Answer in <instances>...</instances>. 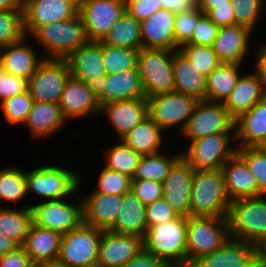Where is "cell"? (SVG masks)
<instances>
[{"label": "cell", "mask_w": 266, "mask_h": 267, "mask_svg": "<svg viewBox=\"0 0 266 267\" xmlns=\"http://www.w3.org/2000/svg\"><path fill=\"white\" fill-rule=\"evenodd\" d=\"M65 60L69 67L70 77L89 85L94 86L101 77L106 76L101 41H88Z\"/></svg>", "instance_id": "obj_19"}, {"label": "cell", "mask_w": 266, "mask_h": 267, "mask_svg": "<svg viewBox=\"0 0 266 267\" xmlns=\"http://www.w3.org/2000/svg\"><path fill=\"white\" fill-rule=\"evenodd\" d=\"M234 5L232 1H227V4L216 5L207 15L210 20L217 26H232L235 25Z\"/></svg>", "instance_id": "obj_54"}, {"label": "cell", "mask_w": 266, "mask_h": 267, "mask_svg": "<svg viewBox=\"0 0 266 267\" xmlns=\"http://www.w3.org/2000/svg\"><path fill=\"white\" fill-rule=\"evenodd\" d=\"M235 141L237 147H258L266 141V97L235 120Z\"/></svg>", "instance_id": "obj_30"}, {"label": "cell", "mask_w": 266, "mask_h": 267, "mask_svg": "<svg viewBox=\"0 0 266 267\" xmlns=\"http://www.w3.org/2000/svg\"><path fill=\"white\" fill-rule=\"evenodd\" d=\"M202 14L203 12L196 7L194 10L184 11L175 15V50H178L190 41L193 31Z\"/></svg>", "instance_id": "obj_48"}, {"label": "cell", "mask_w": 266, "mask_h": 267, "mask_svg": "<svg viewBox=\"0 0 266 267\" xmlns=\"http://www.w3.org/2000/svg\"><path fill=\"white\" fill-rule=\"evenodd\" d=\"M0 267H35V264L25 250L19 246L13 252L0 257Z\"/></svg>", "instance_id": "obj_55"}, {"label": "cell", "mask_w": 266, "mask_h": 267, "mask_svg": "<svg viewBox=\"0 0 266 267\" xmlns=\"http://www.w3.org/2000/svg\"><path fill=\"white\" fill-rule=\"evenodd\" d=\"M66 122L59 103L34 101L23 126L29 129L33 138L45 139L57 133Z\"/></svg>", "instance_id": "obj_31"}, {"label": "cell", "mask_w": 266, "mask_h": 267, "mask_svg": "<svg viewBox=\"0 0 266 267\" xmlns=\"http://www.w3.org/2000/svg\"><path fill=\"white\" fill-rule=\"evenodd\" d=\"M22 9L20 0H0V11Z\"/></svg>", "instance_id": "obj_62"}, {"label": "cell", "mask_w": 266, "mask_h": 267, "mask_svg": "<svg viewBox=\"0 0 266 267\" xmlns=\"http://www.w3.org/2000/svg\"><path fill=\"white\" fill-rule=\"evenodd\" d=\"M190 267H258L255 245L229 238L219 249Z\"/></svg>", "instance_id": "obj_21"}, {"label": "cell", "mask_w": 266, "mask_h": 267, "mask_svg": "<svg viewBox=\"0 0 266 267\" xmlns=\"http://www.w3.org/2000/svg\"><path fill=\"white\" fill-rule=\"evenodd\" d=\"M261 147L266 151V141L263 143Z\"/></svg>", "instance_id": "obj_65"}, {"label": "cell", "mask_w": 266, "mask_h": 267, "mask_svg": "<svg viewBox=\"0 0 266 267\" xmlns=\"http://www.w3.org/2000/svg\"><path fill=\"white\" fill-rule=\"evenodd\" d=\"M102 234V230L82 223L62 235L56 264L62 267H87L97 264Z\"/></svg>", "instance_id": "obj_9"}, {"label": "cell", "mask_w": 266, "mask_h": 267, "mask_svg": "<svg viewBox=\"0 0 266 267\" xmlns=\"http://www.w3.org/2000/svg\"><path fill=\"white\" fill-rule=\"evenodd\" d=\"M140 49L114 47L103 44V66L106 74L137 69Z\"/></svg>", "instance_id": "obj_41"}, {"label": "cell", "mask_w": 266, "mask_h": 267, "mask_svg": "<svg viewBox=\"0 0 266 267\" xmlns=\"http://www.w3.org/2000/svg\"><path fill=\"white\" fill-rule=\"evenodd\" d=\"M30 36L41 45L46 53L43 57L48 59H66L89 41L79 12L69 19L40 26Z\"/></svg>", "instance_id": "obj_3"}, {"label": "cell", "mask_w": 266, "mask_h": 267, "mask_svg": "<svg viewBox=\"0 0 266 267\" xmlns=\"http://www.w3.org/2000/svg\"><path fill=\"white\" fill-rule=\"evenodd\" d=\"M28 36L0 49V63L7 73L29 80L45 59L29 45Z\"/></svg>", "instance_id": "obj_27"}, {"label": "cell", "mask_w": 266, "mask_h": 267, "mask_svg": "<svg viewBox=\"0 0 266 267\" xmlns=\"http://www.w3.org/2000/svg\"><path fill=\"white\" fill-rule=\"evenodd\" d=\"M35 267H62V266L54 263V264H39V265H35Z\"/></svg>", "instance_id": "obj_63"}, {"label": "cell", "mask_w": 266, "mask_h": 267, "mask_svg": "<svg viewBox=\"0 0 266 267\" xmlns=\"http://www.w3.org/2000/svg\"><path fill=\"white\" fill-rule=\"evenodd\" d=\"M197 102L195 98L176 91L156 94L147 98L148 117L164 132L180 126L181 133Z\"/></svg>", "instance_id": "obj_10"}, {"label": "cell", "mask_w": 266, "mask_h": 267, "mask_svg": "<svg viewBox=\"0 0 266 267\" xmlns=\"http://www.w3.org/2000/svg\"><path fill=\"white\" fill-rule=\"evenodd\" d=\"M219 26L213 23L207 14H202L193 31L189 45L212 46L215 41Z\"/></svg>", "instance_id": "obj_49"}, {"label": "cell", "mask_w": 266, "mask_h": 267, "mask_svg": "<svg viewBox=\"0 0 266 267\" xmlns=\"http://www.w3.org/2000/svg\"><path fill=\"white\" fill-rule=\"evenodd\" d=\"M234 5L235 24L255 31V26L265 10V0H231Z\"/></svg>", "instance_id": "obj_46"}, {"label": "cell", "mask_w": 266, "mask_h": 267, "mask_svg": "<svg viewBox=\"0 0 266 267\" xmlns=\"http://www.w3.org/2000/svg\"><path fill=\"white\" fill-rule=\"evenodd\" d=\"M174 52L167 49H140L137 70L146 98L174 91Z\"/></svg>", "instance_id": "obj_8"}, {"label": "cell", "mask_w": 266, "mask_h": 267, "mask_svg": "<svg viewBox=\"0 0 266 267\" xmlns=\"http://www.w3.org/2000/svg\"><path fill=\"white\" fill-rule=\"evenodd\" d=\"M59 107L67 121L100 114L101 105L94 86L69 77L59 99Z\"/></svg>", "instance_id": "obj_16"}, {"label": "cell", "mask_w": 266, "mask_h": 267, "mask_svg": "<svg viewBox=\"0 0 266 267\" xmlns=\"http://www.w3.org/2000/svg\"><path fill=\"white\" fill-rule=\"evenodd\" d=\"M83 199V223L102 231H110L122 203V195L102 194L94 190Z\"/></svg>", "instance_id": "obj_24"}, {"label": "cell", "mask_w": 266, "mask_h": 267, "mask_svg": "<svg viewBox=\"0 0 266 267\" xmlns=\"http://www.w3.org/2000/svg\"><path fill=\"white\" fill-rule=\"evenodd\" d=\"M23 29L25 36L38 27L71 18L78 12V0H24Z\"/></svg>", "instance_id": "obj_15"}, {"label": "cell", "mask_w": 266, "mask_h": 267, "mask_svg": "<svg viewBox=\"0 0 266 267\" xmlns=\"http://www.w3.org/2000/svg\"><path fill=\"white\" fill-rule=\"evenodd\" d=\"M130 190L144 206L163 197V184L153 180H131Z\"/></svg>", "instance_id": "obj_50"}, {"label": "cell", "mask_w": 266, "mask_h": 267, "mask_svg": "<svg viewBox=\"0 0 266 267\" xmlns=\"http://www.w3.org/2000/svg\"><path fill=\"white\" fill-rule=\"evenodd\" d=\"M146 230L145 206L130 190L122 195L116 222L110 231L144 238Z\"/></svg>", "instance_id": "obj_33"}, {"label": "cell", "mask_w": 266, "mask_h": 267, "mask_svg": "<svg viewBox=\"0 0 266 267\" xmlns=\"http://www.w3.org/2000/svg\"><path fill=\"white\" fill-rule=\"evenodd\" d=\"M143 250V238L103 231L97 264L101 267H122Z\"/></svg>", "instance_id": "obj_20"}, {"label": "cell", "mask_w": 266, "mask_h": 267, "mask_svg": "<svg viewBox=\"0 0 266 267\" xmlns=\"http://www.w3.org/2000/svg\"><path fill=\"white\" fill-rule=\"evenodd\" d=\"M179 50L188 58L190 63L206 77L221 65L212 46L185 44L180 47Z\"/></svg>", "instance_id": "obj_44"}, {"label": "cell", "mask_w": 266, "mask_h": 267, "mask_svg": "<svg viewBox=\"0 0 266 267\" xmlns=\"http://www.w3.org/2000/svg\"><path fill=\"white\" fill-rule=\"evenodd\" d=\"M69 77V67L65 59L45 58L29 78L27 90L33 101L59 103Z\"/></svg>", "instance_id": "obj_13"}, {"label": "cell", "mask_w": 266, "mask_h": 267, "mask_svg": "<svg viewBox=\"0 0 266 267\" xmlns=\"http://www.w3.org/2000/svg\"><path fill=\"white\" fill-rule=\"evenodd\" d=\"M19 247V245L3 234H0V257L7 253L13 252Z\"/></svg>", "instance_id": "obj_60"}, {"label": "cell", "mask_w": 266, "mask_h": 267, "mask_svg": "<svg viewBox=\"0 0 266 267\" xmlns=\"http://www.w3.org/2000/svg\"><path fill=\"white\" fill-rule=\"evenodd\" d=\"M175 13L161 8L140 21L142 48L175 51Z\"/></svg>", "instance_id": "obj_23"}, {"label": "cell", "mask_w": 266, "mask_h": 267, "mask_svg": "<svg viewBox=\"0 0 266 267\" xmlns=\"http://www.w3.org/2000/svg\"><path fill=\"white\" fill-rule=\"evenodd\" d=\"M31 205L19 208L0 207V234L22 246L32 223Z\"/></svg>", "instance_id": "obj_36"}, {"label": "cell", "mask_w": 266, "mask_h": 267, "mask_svg": "<svg viewBox=\"0 0 266 267\" xmlns=\"http://www.w3.org/2000/svg\"><path fill=\"white\" fill-rule=\"evenodd\" d=\"M119 141L117 145L115 144L105 149L103 153L105 167L110 170L118 171L132 179L142 156L137 154L121 139Z\"/></svg>", "instance_id": "obj_39"}, {"label": "cell", "mask_w": 266, "mask_h": 267, "mask_svg": "<svg viewBox=\"0 0 266 267\" xmlns=\"http://www.w3.org/2000/svg\"><path fill=\"white\" fill-rule=\"evenodd\" d=\"M258 267H266V236L255 244Z\"/></svg>", "instance_id": "obj_59"}, {"label": "cell", "mask_w": 266, "mask_h": 267, "mask_svg": "<svg viewBox=\"0 0 266 267\" xmlns=\"http://www.w3.org/2000/svg\"><path fill=\"white\" fill-rule=\"evenodd\" d=\"M187 225L188 217L178 216L147 228L143 250L168 262L172 267H187Z\"/></svg>", "instance_id": "obj_1"}, {"label": "cell", "mask_w": 266, "mask_h": 267, "mask_svg": "<svg viewBox=\"0 0 266 267\" xmlns=\"http://www.w3.org/2000/svg\"><path fill=\"white\" fill-rule=\"evenodd\" d=\"M227 217H188L187 267L219 249L228 239Z\"/></svg>", "instance_id": "obj_6"}, {"label": "cell", "mask_w": 266, "mask_h": 267, "mask_svg": "<svg viewBox=\"0 0 266 267\" xmlns=\"http://www.w3.org/2000/svg\"><path fill=\"white\" fill-rule=\"evenodd\" d=\"M89 41H101L125 12V0H78Z\"/></svg>", "instance_id": "obj_14"}, {"label": "cell", "mask_w": 266, "mask_h": 267, "mask_svg": "<svg viewBox=\"0 0 266 267\" xmlns=\"http://www.w3.org/2000/svg\"><path fill=\"white\" fill-rule=\"evenodd\" d=\"M174 91L204 101L206 76L178 49L173 54Z\"/></svg>", "instance_id": "obj_32"}, {"label": "cell", "mask_w": 266, "mask_h": 267, "mask_svg": "<svg viewBox=\"0 0 266 267\" xmlns=\"http://www.w3.org/2000/svg\"><path fill=\"white\" fill-rule=\"evenodd\" d=\"M266 97V89L261 79L254 72L240 76L236 86L222 103L231 117L236 120Z\"/></svg>", "instance_id": "obj_29"}, {"label": "cell", "mask_w": 266, "mask_h": 267, "mask_svg": "<svg viewBox=\"0 0 266 267\" xmlns=\"http://www.w3.org/2000/svg\"><path fill=\"white\" fill-rule=\"evenodd\" d=\"M194 172L195 170L180 157L162 182L163 198L179 216L189 217Z\"/></svg>", "instance_id": "obj_18"}, {"label": "cell", "mask_w": 266, "mask_h": 267, "mask_svg": "<svg viewBox=\"0 0 266 267\" xmlns=\"http://www.w3.org/2000/svg\"><path fill=\"white\" fill-rule=\"evenodd\" d=\"M164 131L149 117L126 133L121 140L141 156L160 153Z\"/></svg>", "instance_id": "obj_34"}, {"label": "cell", "mask_w": 266, "mask_h": 267, "mask_svg": "<svg viewBox=\"0 0 266 267\" xmlns=\"http://www.w3.org/2000/svg\"><path fill=\"white\" fill-rule=\"evenodd\" d=\"M178 216L163 197L145 206L147 228L166 223Z\"/></svg>", "instance_id": "obj_51"}, {"label": "cell", "mask_w": 266, "mask_h": 267, "mask_svg": "<svg viewBox=\"0 0 266 267\" xmlns=\"http://www.w3.org/2000/svg\"><path fill=\"white\" fill-rule=\"evenodd\" d=\"M69 199L48 200L31 205L33 223L61 235L79 227L83 223V199H80L78 205L72 204Z\"/></svg>", "instance_id": "obj_11"}, {"label": "cell", "mask_w": 266, "mask_h": 267, "mask_svg": "<svg viewBox=\"0 0 266 267\" xmlns=\"http://www.w3.org/2000/svg\"><path fill=\"white\" fill-rule=\"evenodd\" d=\"M229 205L222 169L194 172L189 216L227 217Z\"/></svg>", "instance_id": "obj_2"}, {"label": "cell", "mask_w": 266, "mask_h": 267, "mask_svg": "<svg viewBox=\"0 0 266 267\" xmlns=\"http://www.w3.org/2000/svg\"><path fill=\"white\" fill-rule=\"evenodd\" d=\"M100 114L106 115L108 123L120 140L135 126L148 117L147 98L109 102L101 106Z\"/></svg>", "instance_id": "obj_25"}, {"label": "cell", "mask_w": 266, "mask_h": 267, "mask_svg": "<svg viewBox=\"0 0 266 267\" xmlns=\"http://www.w3.org/2000/svg\"><path fill=\"white\" fill-rule=\"evenodd\" d=\"M236 153L255 176L260 194L266 196V151L261 146L237 147Z\"/></svg>", "instance_id": "obj_43"}, {"label": "cell", "mask_w": 266, "mask_h": 267, "mask_svg": "<svg viewBox=\"0 0 266 267\" xmlns=\"http://www.w3.org/2000/svg\"><path fill=\"white\" fill-rule=\"evenodd\" d=\"M62 165L40 166L25 172L27 193L32 192L43 198L44 201L71 198L79 191L82 184V176L72 169Z\"/></svg>", "instance_id": "obj_5"}, {"label": "cell", "mask_w": 266, "mask_h": 267, "mask_svg": "<svg viewBox=\"0 0 266 267\" xmlns=\"http://www.w3.org/2000/svg\"><path fill=\"white\" fill-rule=\"evenodd\" d=\"M221 169L230 202L243 198L262 196L259 192L255 176L249 170L246 162L237 153Z\"/></svg>", "instance_id": "obj_26"}, {"label": "cell", "mask_w": 266, "mask_h": 267, "mask_svg": "<svg viewBox=\"0 0 266 267\" xmlns=\"http://www.w3.org/2000/svg\"><path fill=\"white\" fill-rule=\"evenodd\" d=\"M161 8L160 0H125V11L138 21L147 19Z\"/></svg>", "instance_id": "obj_53"}, {"label": "cell", "mask_w": 266, "mask_h": 267, "mask_svg": "<svg viewBox=\"0 0 266 267\" xmlns=\"http://www.w3.org/2000/svg\"><path fill=\"white\" fill-rule=\"evenodd\" d=\"M11 167L0 168V204L2 201L17 203L29 195L25 172L19 167Z\"/></svg>", "instance_id": "obj_40"}, {"label": "cell", "mask_w": 266, "mask_h": 267, "mask_svg": "<svg viewBox=\"0 0 266 267\" xmlns=\"http://www.w3.org/2000/svg\"><path fill=\"white\" fill-rule=\"evenodd\" d=\"M28 80L7 73L0 63V102L26 92Z\"/></svg>", "instance_id": "obj_52"}, {"label": "cell", "mask_w": 266, "mask_h": 267, "mask_svg": "<svg viewBox=\"0 0 266 267\" xmlns=\"http://www.w3.org/2000/svg\"><path fill=\"white\" fill-rule=\"evenodd\" d=\"M87 267H101L99 264H94V265H90V266H87Z\"/></svg>", "instance_id": "obj_64"}, {"label": "cell", "mask_w": 266, "mask_h": 267, "mask_svg": "<svg viewBox=\"0 0 266 267\" xmlns=\"http://www.w3.org/2000/svg\"><path fill=\"white\" fill-rule=\"evenodd\" d=\"M33 102L34 101L27 90L26 92L0 102V110H2L5 119L9 124H24Z\"/></svg>", "instance_id": "obj_45"}, {"label": "cell", "mask_w": 266, "mask_h": 267, "mask_svg": "<svg viewBox=\"0 0 266 267\" xmlns=\"http://www.w3.org/2000/svg\"><path fill=\"white\" fill-rule=\"evenodd\" d=\"M223 132H235V120L222 103L198 101L184 130L183 138L191 141Z\"/></svg>", "instance_id": "obj_12"}, {"label": "cell", "mask_w": 266, "mask_h": 267, "mask_svg": "<svg viewBox=\"0 0 266 267\" xmlns=\"http://www.w3.org/2000/svg\"><path fill=\"white\" fill-rule=\"evenodd\" d=\"M101 42L114 47L141 49L140 21L125 11Z\"/></svg>", "instance_id": "obj_37"}, {"label": "cell", "mask_w": 266, "mask_h": 267, "mask_svg": "<svg viewBox=\"0 0 266 267\" xmlns=\"http://www.w3.org/2000/svg\"><path fill=\"white\" fill-rule=\"evenodd\" d=\"M62 235L31 223L21 246L35 265L56 263Z\"/></svg>", "instance_id": "obj_28"}, {"label": "cell", "mask_w": 266, "mask_h": 267, "mask_svg": "<svg viewBox=\"0 0 266 267\" xmlns=\"http://www.w3.org/2000/svg\"><path fill=\"white\" fill-rule=\"evenodd\" d=\"M227 220L231 239L255 245L266 236V196L231 201Z\"/></svg>", "instance_id": "obj_4"}, {"label": "cell", "mask_w": 266, "mask_h": 267, "mask_svg": "<svg viewBox=\"0 0 266 267\" xmlns=\"http://www.w3.org/2000/svg\"><path fill=\"white\" fill-rule=\"evenodd\" d=\"M122 267H172L168 262L158 259L152 254L142 250L137 256L130 259Z\"/></svg>", "instance_id": "obj_56"}, {"label": "cell", "mask_w": 266, "mask_h": 267, "mask_svg": "<svg viewBox=\"0 0 266 267\" xmlns=\"http://www.w3.org/2000/svg\"><path fill=\"white\" fill-rule=\"evenodd\" d=\"M252 33L248 28L237 24L220 27L212 45L220 62L242 64L249 53Z\"/></svg>", "instance_id": "obj_22"}, {"label": "cell", "mask_w": 266, "mask_h": 267, "mask_svg": "<svg viewBox=\"0 0 266 267\" xmlns=\"http://www.w3.org/2000/svg\"><path fill=\"white\" fill-rule=\"evenodd\" d=\"M97 181V185L93 188L97 193L123 195L129 192L131 188L130 177L118 171L110 170L105 166L98 175Z\"/></svg>", "instance_id": "obj_47"}, {"label": "cell", "mask_w": 266, "mask_h": 267, "mask_svg": "<svg viewBox=\"0 0 266 267\" xmlns=\"http://www.w3.org/2000/svg\"><path fill=\"white\" fill-rule=\"evenodd\" d=\"M94 90L101 106L109 102L145 97L137 69L106 74L94 85Z\"/></svg>", "instance_id": "obj_17"}, {"label": "cell", "mask_w": 266, "mask_h": 267, "mask_svg": "<svg viewBox=\"0 0 266 267\" xmlns=\"http://www.w3.org/2000/svg\"><path fill=\"white\" fill-rule=\"evenodd\" d=\"M160 2L163 8L175 14L194 10L197 7V0H160Z\"/></svg>", "instance_id": "obj_57"}, {"label": "cell", "mask_w": 266, "mask_h": 267, "mask_svg": "<svg viewBox=\"0 0 266 267\" xmlns=\"http://www.w3.org/2000/svg\"><path fill=\"white\" fill-rule=\"evenodd\" d=\"M230 0H197V7L204 13L207 14L211 9L215 8L216 5L227 4Z\"/></svg>", "instance_id": "obj_61"}, {"label": "cell", "mask_w": 266, "mask_h": 267, "mask_svg": "<svg viewBox=\"0 0 266 267\" xmlns=\"http://www.w3.org/2000/svg\"><path fill=\"white\" fill-rule=\"evenodd\" d=\"M241 66L242 64L221 63L217 69H214L206 77L205 100L223 103L241 76Z\"/></svg>", "instance_id": "obj_35"}, {"label": "cell", "mask_w": 266, "mask_h": 267, "mask_svg": "<svg viewBox=\"0 0 266 267\" xmlns=\"http://www.w3.org/2000/svg\"><path fill=\"white\" fill-rule=\"evenodd\" d=\"M24 36L23 9L0 11V49L19 42Z\"/></svg>", "instance_id": "obj_42"}, {"label": "cell", "mask_w": 266, "mask_h": 267, "mask_svg": "<svg viewBox=\"0 0 266 267\" xmlns=\"http://www.w3.org/2000/svg\"><path fill=\"white\" fill-rule=\"evenodd\" d=\"M254 71L261 79L264 88L266 89V44L257 48L256 55L254 56Z\"/></svg>", "instance_id": "obj_58"}, {"label": "cell", "mask_w": 266, "mask_h": 267, "mask_svg": "<svg viewBox=\"0 0 266 267\" xmlns=\"http://www.w3.org/2000/svg\"><path fill=\"white\" fill-rule=\"evenodd\" d=\"M163 152L142 156L131 180H153L162 183L181 152L168 156Z\"/></svg>", "instance_id": "obj_38"}, {"label": "cell", "mask_w": 266, "mask_h": 267, "mask_svg": "<svg viewBox=\"0 0 266 267\" xmlns=\"http://www.w3.org/2000/svg\"><path fill=\"white\" fill-rule=\"evenodd\" d=\"M235 132L207 135L189 143L188 149L181 150V157L195 170H217L236 153Z\"/></svg>", "instance_id": "obj_7"}]
</instances>
